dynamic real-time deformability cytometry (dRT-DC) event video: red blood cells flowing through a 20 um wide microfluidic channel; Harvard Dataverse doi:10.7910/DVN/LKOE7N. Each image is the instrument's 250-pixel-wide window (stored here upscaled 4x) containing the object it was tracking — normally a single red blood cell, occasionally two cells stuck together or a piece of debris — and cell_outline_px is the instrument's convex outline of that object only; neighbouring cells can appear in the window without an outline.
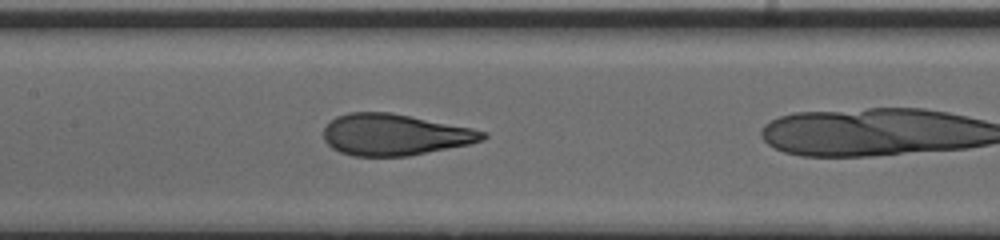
{"species": "human", "species_latin": "Homo sapiens", "temperature_condition": "cold", "stored_images_in_passage": 42, "camera_frame_rate_fps": 3000, "um_per_image_px": 0.085, "donor": {"sex": "male"}, "frame": {"image": 1, "passage_image": 26, "time_ms": 8.333, "image_size_px": [1000, 240], "cell_outline_px": [[488, 136], [484, 140], [468, 144], [408, 156], [352, 156], [340, 152], [332, 148], [324, 140], [324, 128], [336, 116], [348, 112], [388, 112], [472, 128], [488, 132]], "centroid_in_image_um": [33.54, 11.45], "position_along_channel_um": 173.9, "area_um2": 38.21}}
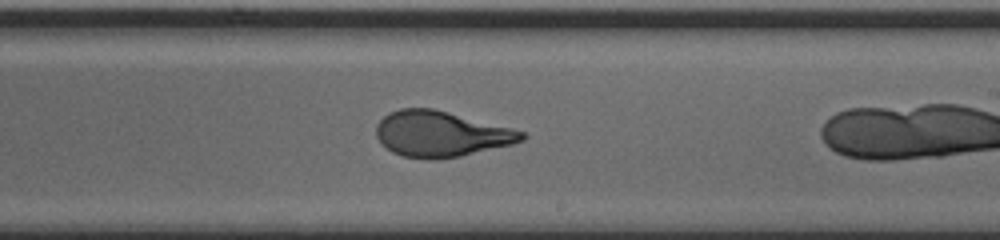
{"frame": {"image": 2, "passage_image": 32, "time_ms": 10.333, "image_size_px": [1000, 240], "cell_outline_px": [[528, 136], [524, 140], [512, 144], [460, 156], [436, 160], [428, 160], [404, 156], [392, 152], [376, 136], [376, 124], [388, 112], [400, 108], [432, 108], [512, 128], [524, 132]], "centroid_in_image_um": [37.47, 11.39], "position_along_channel_um": 251.5, "area_um2": 38.61}}
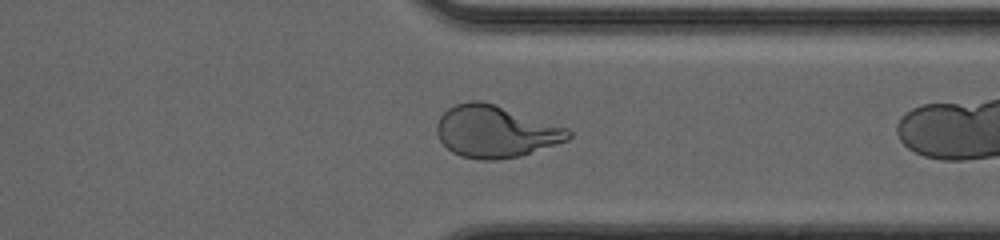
{"frame": {"image": 3, "passage_image": 41, "time_ms": 13.333, "image_size_px": [1000, 240], "cell_outline_px": [[572, 136], [568, 140], [520, 156], [496, 160], [480, 160], [460, 156], [452, 152], [440, 140], [436, 132], [436, 124], [440, 116], [448, 108], [456, 104], [468, 100], [480, 100], [568, 128], [572, 132]], "centroid_in_image_um": [42.09, 11.19], "position_along_channel_um": 369.3, "area_um2": 39.71}}